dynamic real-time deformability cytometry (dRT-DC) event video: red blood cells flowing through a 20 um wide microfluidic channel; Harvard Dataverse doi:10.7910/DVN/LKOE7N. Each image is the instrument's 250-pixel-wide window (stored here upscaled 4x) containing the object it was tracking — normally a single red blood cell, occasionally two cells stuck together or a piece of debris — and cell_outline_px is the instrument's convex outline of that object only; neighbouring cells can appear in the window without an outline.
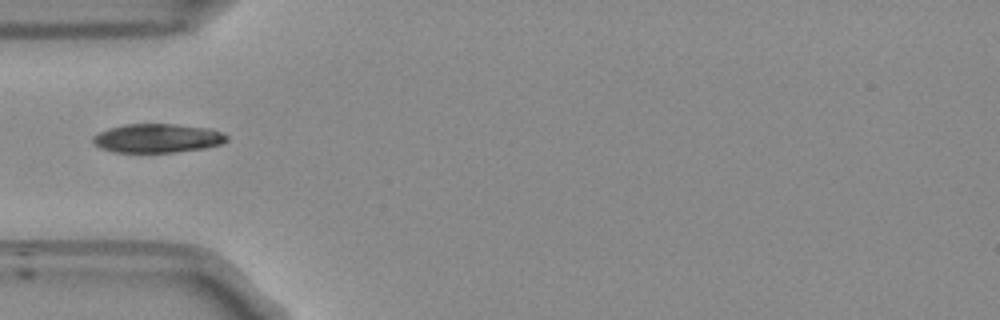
{"species": "Egyptian fruit bat (a non-hibernating species)", "species_latin": "Rousettus aegyptiacus", "temperature_condition": "room temperature", "stored_images_in_passage": 22, "camera_frame_rate_fps": 3000, "um_per_image_px": 0.085, "frame": {"image": 1, "passage_image": 1, "time_ms": 0.0, "image_size_px": [1000, 320], "cell_outline_px": [[228, 140], [220, 144], [204, 148], [176, 152], [112, 152], [100, 148], [92, 144], [92, 136], [108, 128], [124, 124], [176, 124], [212, 128], [228, 136]], "centroid_in_image_um": [13.35, 11.74], "position_along_channel_um": 71.6, "area_um2": 22.72}}